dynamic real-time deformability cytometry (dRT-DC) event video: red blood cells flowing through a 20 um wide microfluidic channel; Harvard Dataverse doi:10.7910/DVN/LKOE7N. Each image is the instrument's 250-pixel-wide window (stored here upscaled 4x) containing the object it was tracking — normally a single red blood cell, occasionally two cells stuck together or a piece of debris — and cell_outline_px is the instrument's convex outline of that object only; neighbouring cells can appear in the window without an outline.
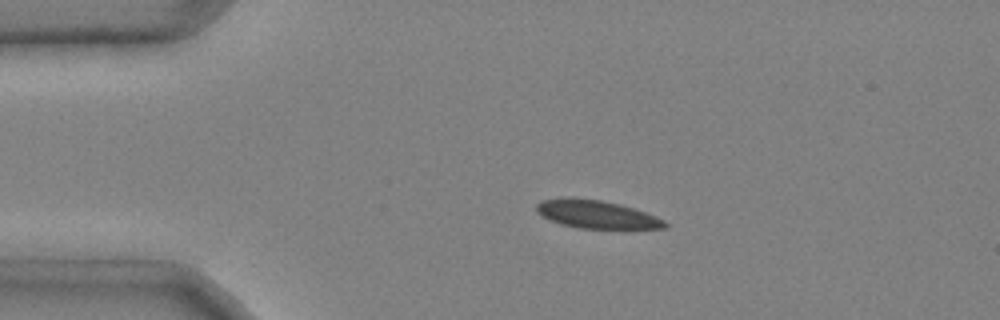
{"species": "common noctule bat (a hibernating species)", "species_latin": "Nyctalus noctula", "temperature_condition": "cold", "stored_images_in_passage": 39, "camera_frame_rate_fps": 3000, "um_per_image_px": 0.085, "animal": {"sex": "male", "body_mass_g": 20.4}, "frame": {"image": 1, "passage_image": 1, "time_ms": 0.0, "image_size_px": [1000, 320], "cell_outline_px": [[668, 228], [624, 232], [576, 228], [560, 224], [540, 216], [536, 212], [536, 204], [540, 200], [568, 196], [572, 196], [600, 200], [620, 204], [656, 216], [664, 220], [668, 224]], "centroid_in_image_um": [50.76, 18.27], "position_along_channel_um": 34.2, "area_um2": 22.54}}
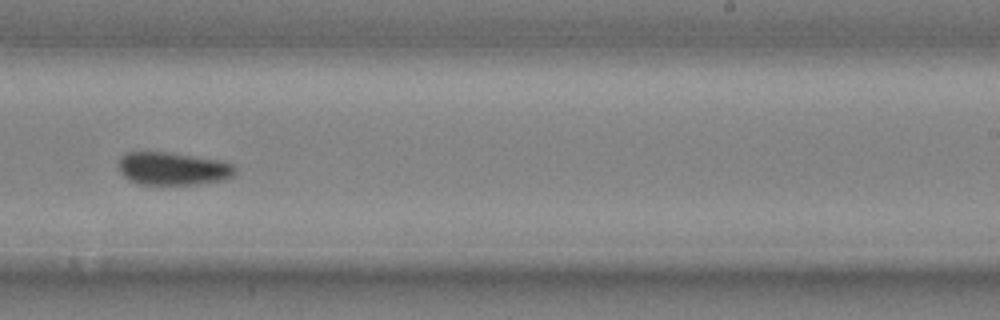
{"frame": {"image": 2, "passage_image": 22, "time_ms": 7.0, "image_size_px": [1000, 320], "cell_outline_px": [[236, 172], [232, 176], [224, 180], [200, 184], [136, 184], [128, 180], [120, 172], [120, 160], [128, 152], [168, 152], [220, 160], [232, 164], [236, 168]], "centroid_in_image_um": [14.73, 14.34], "position_along_channel_um": 274.3, "area_um2": 22.25}}
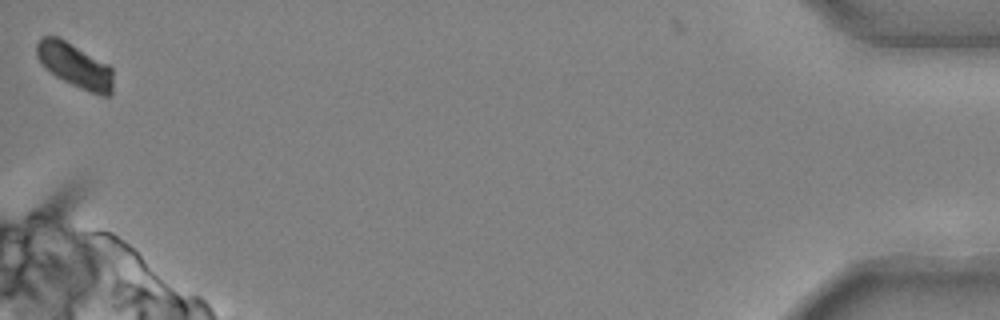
{"frame": {"image": 3, "passage_image": 39, "time_ms": 12.667, "image_size_px": [1000, 320], "cell_outline_px": [[112, 92], [108, 96], [100, 96], [72, 84], [56, 76], [44, 68], [36, 56], [36, 44], [40, 36], [56, 36], [64, 40], [108, 64], [112, 68]], "centroid_in_image_um": [6.34, 5.56], "position_along_channel_um": 428.9, "area_um2": 19.59}, "authors_computed_cell_mechanics": {"area_um2": 22.253, "velocity_mm_per_s": 3.967, "shape_relaxation_time_tau1_ms": 5.4112, "shape_relaxation_time_tau2_ms": null, "deformation_change_tau1": 0.1154, "deformation_change_tau2": null}}